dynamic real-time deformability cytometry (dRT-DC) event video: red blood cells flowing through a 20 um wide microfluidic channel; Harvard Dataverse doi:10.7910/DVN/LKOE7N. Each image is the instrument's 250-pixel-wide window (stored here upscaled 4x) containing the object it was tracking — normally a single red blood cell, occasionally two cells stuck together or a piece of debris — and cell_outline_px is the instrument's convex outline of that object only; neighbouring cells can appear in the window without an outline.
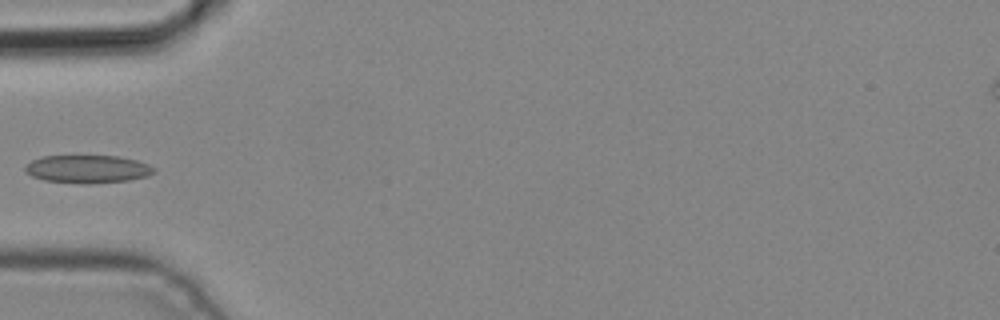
{"species": "common noctule bat (a hibernating species)", "species_latin": "Nyctalus noctula", "temperature_condition": "cold", "stored_images_in_passage": 5, "camera_frame_rate_fps": 3000, "um_per_image_px": 0.085, "animal": {"sex": "male", "body_mass_g": 19.2, "forearm_length_mm": 51.8}, "frame": {"image": 1, "passage_image": 4, "time_ms": 1.0, "image_size_px": [1000, 320], "cell_outline_px": [[156, 172], [148, 176], [128, 180], [92, 184], [80, 184], [44, 180], [32, 176], [24, 172], [24, 168], [32, 160], [44, 156], [116, 156], [136, 160], [148, 164], [156, 168]], "centroid_in_image_um": [7.46, 14.38], "position_along_channel_um": 77.5, "area_um2": 21.1}}